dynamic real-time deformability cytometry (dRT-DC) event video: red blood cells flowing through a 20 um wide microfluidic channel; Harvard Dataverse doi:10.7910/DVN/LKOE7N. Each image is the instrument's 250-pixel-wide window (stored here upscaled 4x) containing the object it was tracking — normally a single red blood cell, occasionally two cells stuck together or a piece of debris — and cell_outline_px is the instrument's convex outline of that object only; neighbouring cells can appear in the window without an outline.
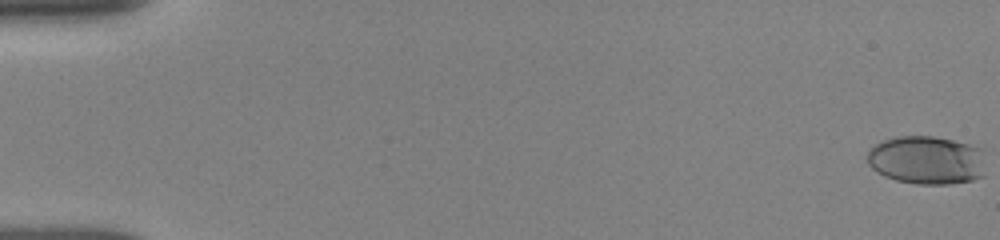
{"species": "human", "species_latin": "Homo sapiens", "temperature_condition": "room temperature", "stored_images_in_passage": 49, "camera_frame_rate_fps": 3000, "um_per_image_px": 0.085, "donor": {"sex": "female"}, "frame": {"image": 1, "passage_image": 1, "time_ms": 0.0, "image_size_px": [1000, 240], "cell_outline_px": [[984, 176], [972, 180], [948, 184], [916, 184], [896, 180], [884, 176], [876, 172], [868, 164], [868, 152], [876, 144], [884, 140], [896, 136], [932, 136], [952, 140], [968, 144], [980, 148]], "centroid_in_image_um": [78.73, 13.62], "position_along_channel_um": 6.3, "area_um2": 33.23}}
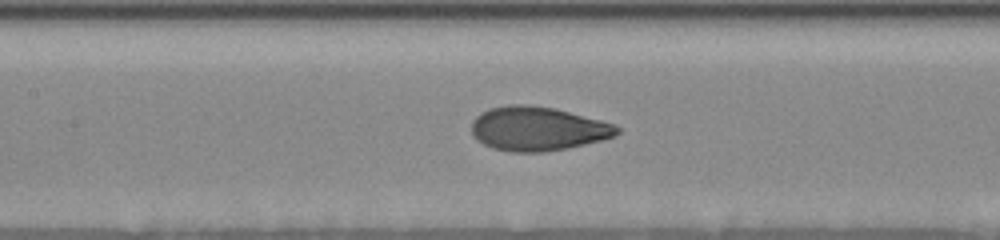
{"frame": {"image": 2, "passage_image": 28, "time_ms": 8.333, "image_size_px": [1000, 240], "cell_outline_px": [[620, 132], [612, 136], [600, 140], [568, 148], [544, 152], [512, 152], [492, 148], [476, 140], [472, 136], [472, 120], [480, 112], [488, 108], [508, 104], [528, 104], [556, 108], [616, 124], [620, 128]], "centroid_in_image_um": [45.67, 10.93], "position_along_channel_um": 161.7, "area_um2": 37.69}}
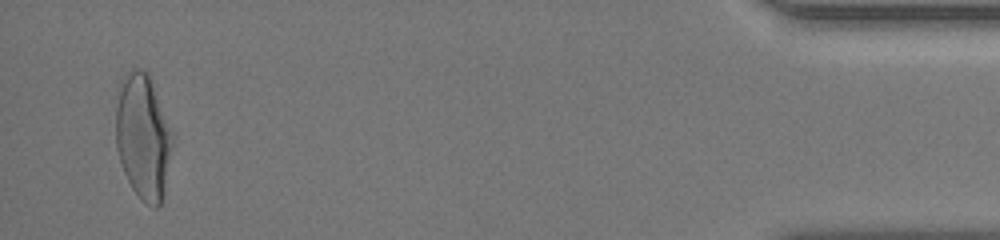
{"frame": {"image": 3, "passage_image": 49, "time_ms": 17.0, "image_size_px": [1000, 240], "cell_outline_px": [[176, 136], [160, 204], [156, 208], [152, 208], [144, 204], [132, 188], [124, 172], [116, 148], [116, 88], [120, 80], [132, 68], [140, 68], [148, 76]], "centroid_in_image_um": [12.16, 11.62], "position_along_channel_um": 423.0, "area_um2": 41.79}, "authors_computed_cell_mechanics": {"area_um2": 36.0672, "velocity_mm_per_s": 3.8657, "shape_relaxation_time_tau1_ms": 5.7884, "shape_relaxation_time_tau2_ms": 0.7101, "deformation_change_tau1": 0.2042, "deformation_change_tau2": 0.0571}}